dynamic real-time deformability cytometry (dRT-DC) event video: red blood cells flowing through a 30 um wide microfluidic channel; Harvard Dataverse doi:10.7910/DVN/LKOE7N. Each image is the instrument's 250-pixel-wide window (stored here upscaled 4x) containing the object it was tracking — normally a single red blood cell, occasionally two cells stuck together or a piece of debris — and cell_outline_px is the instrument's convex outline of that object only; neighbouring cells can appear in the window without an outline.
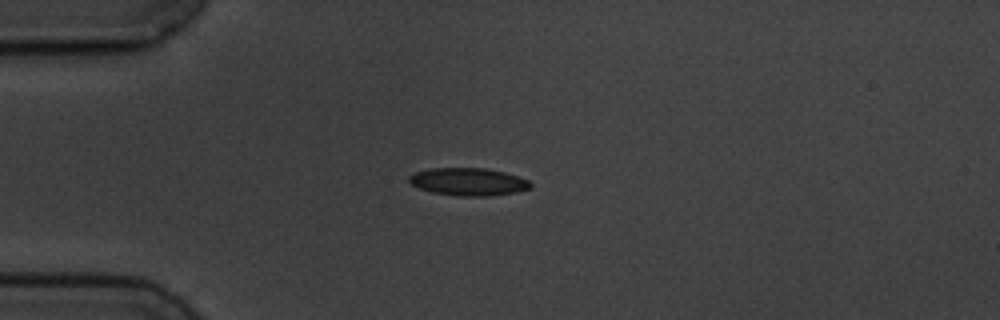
{"species": "common noctule bat (a hibernating species)", "species_latin": "Nyctalus noctula", "temperature_condition": "cold", "stored_images_in_passage": 8, "camera_frame_rate_fps": 3000, "um_per_image_px": 0.085, "animal": {"sex": "male", "body_mass_g": 19.5, "forearm_length_mm": 54.6}, "frame": {"image": 1, "passage_image": 3, "time_ms": 2.333, "image_size_px": [1000, 320], "cell_outline_px": [[532, 184], [528, 188], [516, 192], [488, 196], [460, 196], [432, 192], [420, 188], [412, 184], [408, 180], [408, 176], [416, 172], [432, 168], [484, 168], [504, 172], [528, 180]], "centroid_in_image_um": [39.79, 15.45], "position_along_channel_um": 45.2, "area_um2": 19.31}}
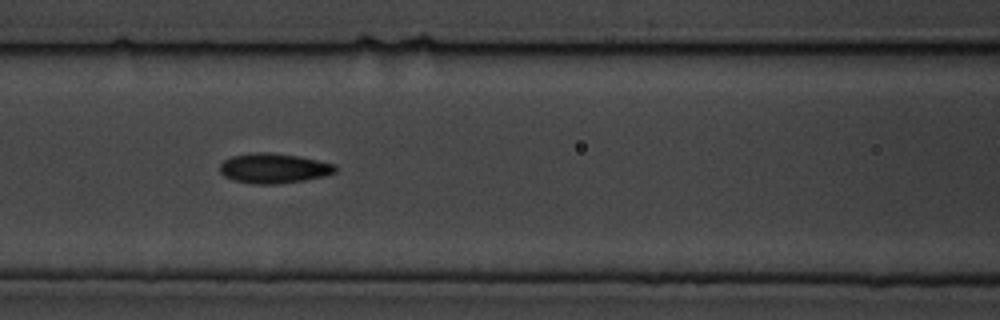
{"frame": {"image": 2, "passage_image": 6, "time_ms": 5.667, "image_size_px": [1000, 320], "cell_outline_px": [[336, 172], [324, 176], [304, 180], [276, 184], [252, 184], [232, 180], [224, 176], [220, 172], [220, 164], [224, 160], [232, 156], [252, 152], [268, 152], [296, 156], [336, 164]], "centroid_in_image_um": [23.24, 14.31], "position_along_channel_um": 143.4, "area_um2": 20.11}}
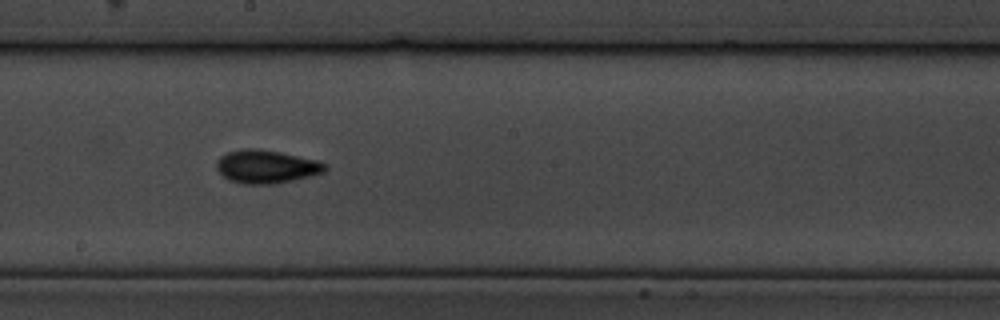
{"frame": {"image": 3, "passage_image": 8, "time_ms": 8.0, "image_size_px": [1000, 320], "cell_outline_px": [[328, 168], [324, 172], [276, 184], [244, 184], [228, 180], [216, 168], [216, 160], [220, 156], [228, 152], [244, 148], [256, 148], [280, 152], [316, 160], [328, 164]], "centroid_in_image_um": [22.62, 14.16], "position_along_channel_um": 225.6, "area_um2": 21.04}}